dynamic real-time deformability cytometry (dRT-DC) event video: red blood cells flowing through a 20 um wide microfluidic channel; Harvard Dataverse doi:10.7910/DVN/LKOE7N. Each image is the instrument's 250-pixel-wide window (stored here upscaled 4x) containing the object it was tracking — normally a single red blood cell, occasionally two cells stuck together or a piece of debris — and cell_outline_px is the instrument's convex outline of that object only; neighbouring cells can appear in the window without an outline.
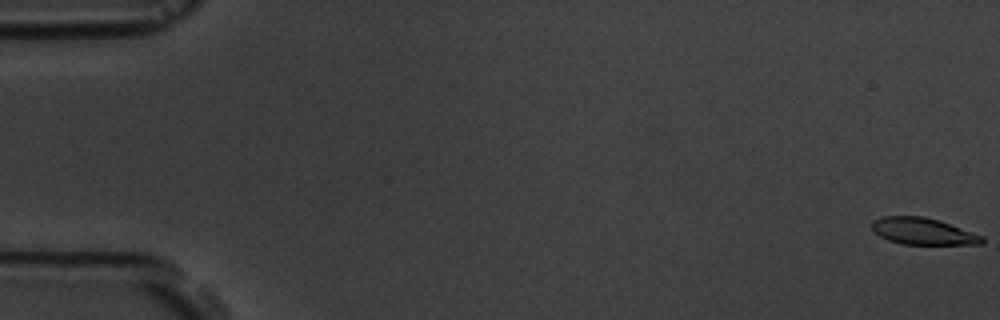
{"species": "common noctule bat (a hibernating species)", "species_latin": "Nyctalus noctula", "temperature_condition": "room temperature", "stored_images_in_passage": 6, "camera_frame_rate_fps": 3000, "um_per_image_px": 0.085, "animal": {"sex": "male", "body_mass_g": 19.5, "forearm_length_mm": 54.6}, "frame": {"image": 1, "passage_image": 1, "time_ms": 0.0, "image_size_px": [1000, 320], "cell_outline_px": [[984, 244], [904, 244], [888, 240], [880, 236], [872, 228], [872, 220], [884, 216], [924, 216], [940, 220], [984, 236]], "centroid_in_image_um": [78.48, 19.65], "position_along_channel_um": 6.5, "area_um2": 17.17}}
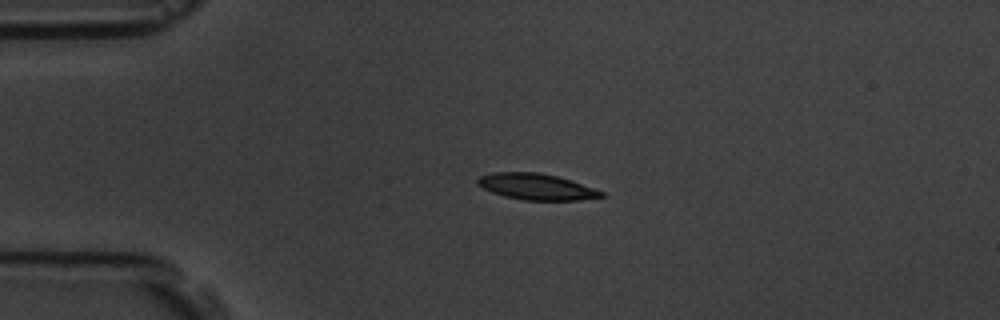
{"frame": {"image": 2, "passage_image": 5, "time_ms": 4.333, "image_size_px": [1000, 320], "cell_outline_px": [[604, 196], [580, 200], [524, 200], [504, 196], [492, 192], [476, 184], [476, 180], [480, 176], [492, 172], [540, 172], [556, 176], [604, 192]], "centroid_in_image_um": [45.53, 15.87], "position_along_channel_um": 39.5, "area_um2": 18.61}}